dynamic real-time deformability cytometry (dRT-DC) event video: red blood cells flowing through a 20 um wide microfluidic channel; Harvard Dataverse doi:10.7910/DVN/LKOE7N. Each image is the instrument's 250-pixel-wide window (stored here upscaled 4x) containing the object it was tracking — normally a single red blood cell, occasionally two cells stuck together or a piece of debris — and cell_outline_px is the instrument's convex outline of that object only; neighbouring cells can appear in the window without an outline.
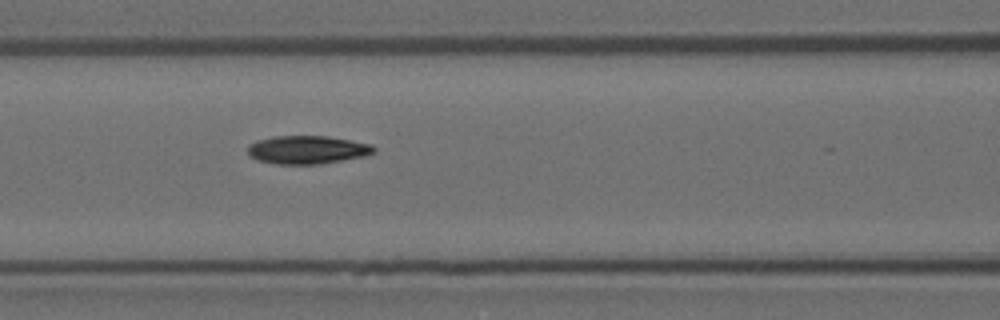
{"species": "Egyptian fruit bat (a non-hibernating species)", "species_latin": "Rousettus aegyptiacus", "temperature_condition": "room temperature", "stored_images_in_passage": 3, "camera_frame_rate_fps": 3000, "um_per_image_px": 0.085, "animal": {"sex": "female"}, "frame": {"image": 1, "passage_image": 3, "time_ms": 0.667, "image_size_px": [1000, 320], "cell_outline_px": [[376, 152], [364, 156], [320, 164], [276, 164], [256, 160], [248, 156], [248, 144], [256, 140], [272, 136], [328, 136], [372, 144], [376, 148]], "centroid_in_image_um": [26.09, 12.73], "position_along_channel_um": 140.5, "area_um2": 20.98}}